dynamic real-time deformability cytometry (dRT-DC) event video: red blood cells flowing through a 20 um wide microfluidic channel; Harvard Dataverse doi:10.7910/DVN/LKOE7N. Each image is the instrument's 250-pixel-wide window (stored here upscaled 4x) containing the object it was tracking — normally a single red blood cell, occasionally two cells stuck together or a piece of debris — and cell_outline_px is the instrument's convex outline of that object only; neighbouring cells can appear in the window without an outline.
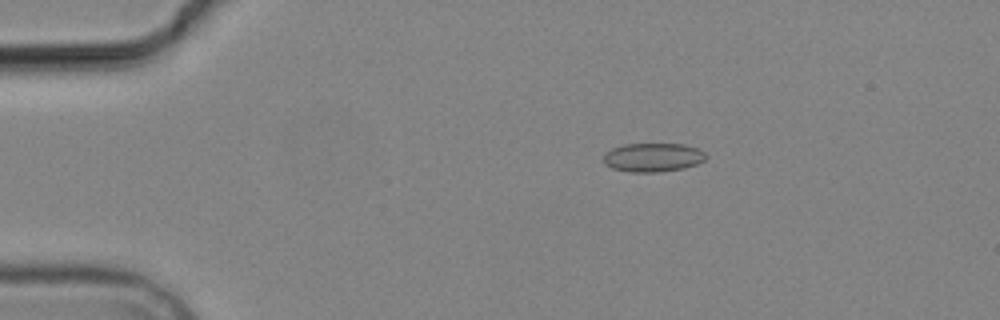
{"species": "common noctule bat (a hibernating species)", "species_latin": "Nyctalus noctula", "temperature_condition": "cold", "stored_images_in_passage": 6, "camera_frame_rate_fps": 3000, "um_per_image_px": 0.085, "animal": {"sex": "male", "body_mass_g": 19.2, "forearm_length_mm": 51.8}, "frame": {"image": 1, "passage_image": 3, "time_ms": 2.333, "image_size_px": [1000, 320], "cell_outline_px": [[704, 160], [696, 164], [684, 168], [656, 172], [632, 172], [612, 168], [604, 164], [604, 152], [612, 148], [624, 144], [684, 144], [696, 148], [704, 152]], "centroid_in_image_um": [55.45, 13.37], "position_along_channel_um": 29.5, "area_um2": 17.05}}
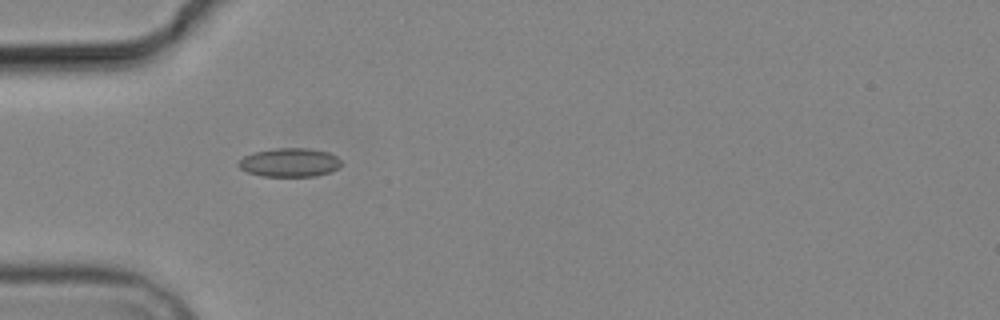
{"frame": {"image": 2, "passage_image": 5, "time_ms": 4.667, "image_size_px": [1000, 320], "cell_outline_px": [[344, 164], [340, 168], [332, 172], [316, 176], [260, 176], [248, 172], [240, 168], [236, 164], [244, 156], [252, 152], [276, 148], [308, 148], [328, 152], [336, 156]], "centroid_in_image_um": [24.65, 13.81], "position_along_channel_um": 60.4, "area_um2": 17.46}}
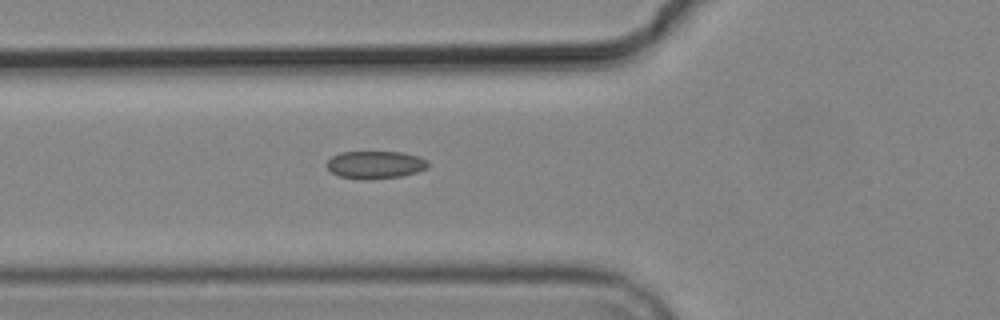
{"frame": {"image": 3, "passage_image": 6, "time_ms": 5.667, "image_size_px": [1000, 320], "cell_outline_px": [[428, 168], [416, 172], [400, 176], [340, 176], [332, 172], [324, 164], [332, 156], [340, 152], [404, 152], [428, 160]], "centroid_in_image_um": [31.91, 13.94], "position_along_channel_um": 93.9, "area_um2": 15.43}}